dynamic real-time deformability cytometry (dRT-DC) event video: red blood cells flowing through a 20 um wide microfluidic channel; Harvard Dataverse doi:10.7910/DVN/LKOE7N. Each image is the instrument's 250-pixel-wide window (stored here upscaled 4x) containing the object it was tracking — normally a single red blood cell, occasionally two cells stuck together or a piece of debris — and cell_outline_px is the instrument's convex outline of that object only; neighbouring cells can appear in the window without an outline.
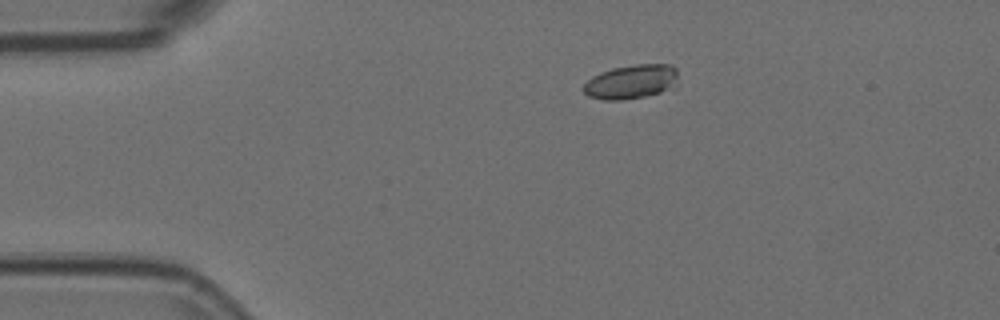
{"species": "Egyptian fruit bat (a non-hibernating species)", "species_latin": "Rousettus aegyptiacus", "temperature_condition": "room temperature", "stored_images_in_passage": 9, "camera_frame_rate_fps": 3000, "um_per_image_px": 0.085, "animal": {"sex": "female"}, "frame": {"image": 1, "passage_image": 3, "time_ms": 0.667, "image_size_px": [1000, 320], "cell_outline_px": [[676, 88], [644, 96], [620, 100], [604, 100], [588, 96], [580, 88], [592, 76], [600, 72], [612, 68], [636, 64], [672, 64], [676, 68]], "centroid_in_image_um": [53.64, 6.94], "position_along_channel_um": 31.4, "area_um2": 19.02}}